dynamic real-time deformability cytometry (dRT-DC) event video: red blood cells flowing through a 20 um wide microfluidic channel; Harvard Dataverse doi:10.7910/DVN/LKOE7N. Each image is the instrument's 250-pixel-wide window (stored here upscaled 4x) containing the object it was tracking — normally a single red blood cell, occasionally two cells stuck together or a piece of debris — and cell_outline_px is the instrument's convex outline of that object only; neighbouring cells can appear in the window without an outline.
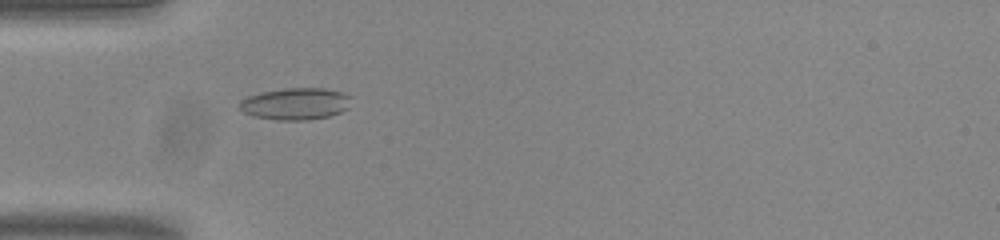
{"species": "common noctule bat (a hibernating species)", "species_latin": "Nyctalus noctula", "temperature_condition": "room temperature", "stored_images_in_passage": 54, "camera_frame_rate_fps": 3000, "um_per_image_px": 0.085, "animal": {"sex": "male", "body_mass_g": 20.0, "forearm_length_mm": 53.3}, "frame": {"image": 1, "passage_image": 17, "time_ms": 5.333, "image_size_px": [1000, 240], "cell_outline_px": [[352, 96], [348, 108], [340, 112], [328, 116], [308, 120], [276, 120], [252, 116], [244, 112], [240, 108], [240, 100], [248, 96], [260, 92], [284, 88], [324, 88], [340, 92]], "centroid_in_image_um": [25.11, 8.82], "position_along_channel_um": 59.9, "area_um2": 20.81}}
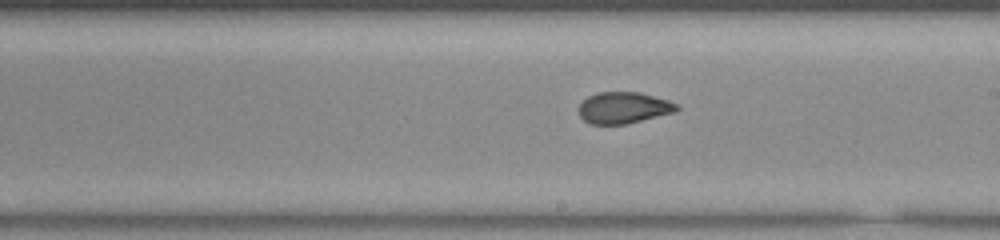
{"frame": {"image": 2, "passage_image": 31, "time_ms": 10.0, "image_size_px": [1000, 240], "cell_outline_px": [[680, 108], [676, 112], [628, 124], [588, 124], [580, 116], [580, 104], [588, 96], [596, 92], [640, 92], [668, 100], [680, 104]], "centroid_in_image_um": [53.05, 9.16], "position_along_channel_um": 235.9, "area_um2": 18.15}}
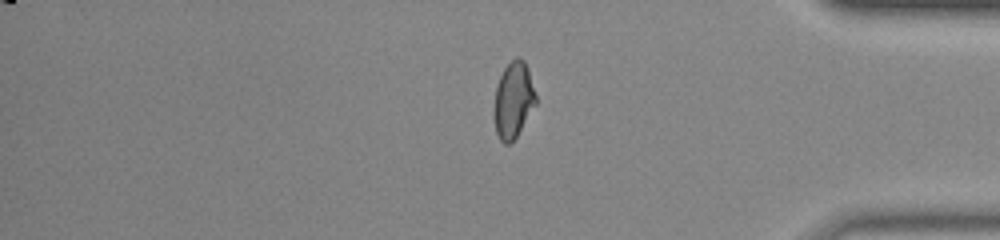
{"frame": {"image": 3, "passage_image": 45, "time_ms": 14.667, "image_size_px": [1000, 240], "cell_outline_px": [[536, 104], [512, 144], [504, 144], [500, 140], [496, 132], [496, 88], [500, 76], [504, 68], [516, 56], [520, 56], [524, 60], [528, 68], [536, 96]], "centroid_in_image_um": [43.67, 8.49], "position_along_channel_um": 391.5, "area_um2": 18.15}, "authors_computed_cell_mechanics": {"area_um2": 18.9295, "velocity_mm_per_s": 3.8383, "shape_relaxation_time_tau1_ms": null, "shape_relaxation_time_tau2_ms": 1.1641, "deformation_change_tau1": null, "deformation_change_tau2": 0.0721}}